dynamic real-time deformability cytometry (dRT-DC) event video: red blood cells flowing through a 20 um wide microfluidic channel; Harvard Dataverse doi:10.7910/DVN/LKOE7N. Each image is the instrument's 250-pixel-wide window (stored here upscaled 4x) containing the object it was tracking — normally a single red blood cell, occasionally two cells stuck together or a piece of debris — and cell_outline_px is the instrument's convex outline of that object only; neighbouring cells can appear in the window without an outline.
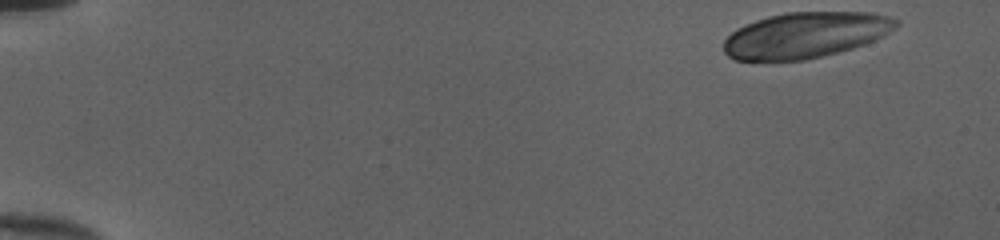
{"species": "human", "species_latin": "Homo sapiens", "temperature_condition": "cold", "stored_images_in_passage": 48, "camera_frame_rate_fps": 3000, "um_per_image_px": 0.085, "donor": {"sex": "female"}, "frame": {"image": 1, "passage_image": 1, "time_ms": 0.0, "image_size_px": [1000, 240], "cell_outline_px": [[900, 24], [884, 36], [876, 40], [852, 48], [804, 60], [736, 60], [728, 56], [724, 52], [724, 40], [736, 28], [744, 24], [768, 16], [784, 12], [872, 12], [888, 16], [900, 20]], "centroid_in_image_um": [68.48, 2.96], "position_along_channel_um": 16.5, "area_um2": 46.07}}
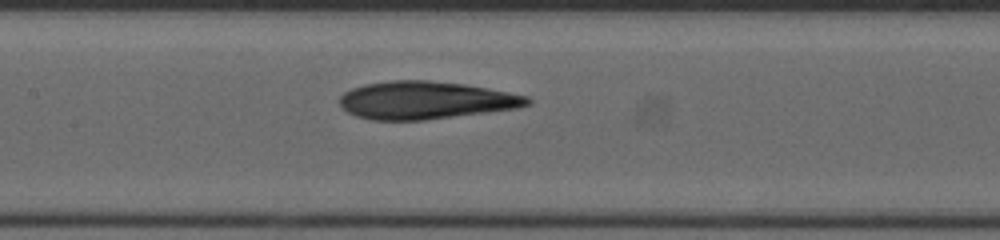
{"frame": {"image": 2, "passage_image": 23, "time_ms": 7.333, "image_size_px": [1000, 240], "cell_outline_px": [[532, 104], [520, 108], [424, 120], [372, 120], [356, 116], [348, 112], [340, 104], [340, 96], [344, 92], [352, 88], [364, 84], [392, 80], [428, 80], [464, 84], [488, 88], [528, 96], [532, 100]], "centroid_in_image_um": [36.2, 8.52], "position_along_channel_um": 171.2, "area_um2": 41.38}}
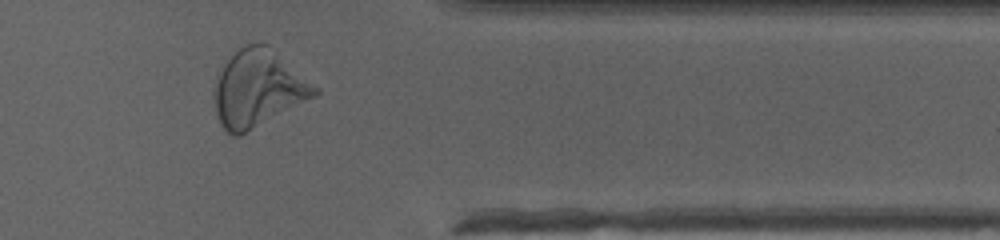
{"frame": {"image": 3, "passage_image": 40, "time_ms": 13.0, "image_size_px": [1000, 240], "cell_outline_px": [[320, 92], [316, 96], [240, 136], [232, 136], [220, 124], [216, 116], [212, 96], [212, 88], [216, 76], [224, 64], [240, 48], [248, 44], [268, 44], [320, 88]], "centroid_in_image_um": [21.92, 7.54], "position_along_channel_um": 389.5, "area_um2": 45.37}, "authors_computed_cell_mechanics": {"area_um2": 43.5812, "velocity_mm_per_s": 4.0094, "shape_relaxation_time_tau1_ms": 10.0828, "shape_relaxation_time_tau2_ms": 3.0308, "deformation_change_tau1": 0.2779, "deformation_change_tau2": 0.1124}}